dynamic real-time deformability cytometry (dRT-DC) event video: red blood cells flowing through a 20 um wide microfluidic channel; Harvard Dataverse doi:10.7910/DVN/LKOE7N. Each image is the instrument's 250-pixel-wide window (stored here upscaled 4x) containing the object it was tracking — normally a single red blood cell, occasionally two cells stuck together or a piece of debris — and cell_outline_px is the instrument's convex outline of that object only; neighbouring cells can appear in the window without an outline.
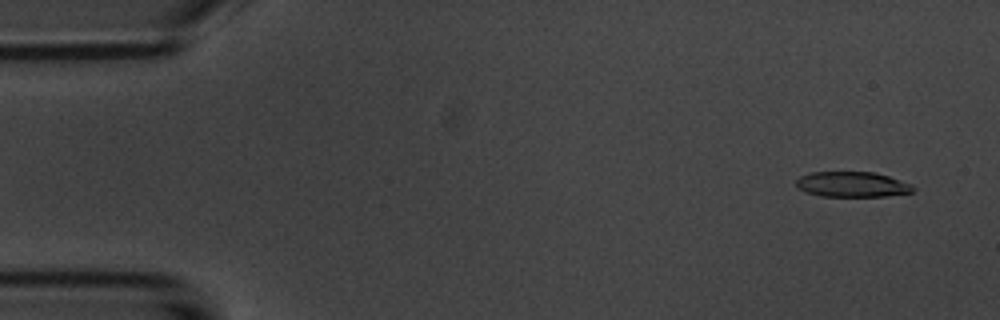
{"species": "common noctule bat (a hibernating species)", "species_latin": "Nyctalus noctula", "temperature_condition": "room temperature", "stored_images_in_passage": 54, "camera_frame_rate_fps": 3000, "um_per_image_px": 0.085, "animal": {"sex": "male", "body_mass_g": 20.1, "forearm_length_mm": 53.5}, "frame": {"image": 1, "passage_image": 3, "time_ms": 0.667, "image_size_px": [1000, 320], "cell_outline_px": [[916, 188], [912, 192], [884, 196], [820, 196], [804, 192], [796, 188], [796, 180], [800, 176], [812, 172], [876, 172], [912, 184]], "centroid_in_image_um": [72.41, 15.67], "position_along_channel_um": 12.6, "area_um2": 17.34}}
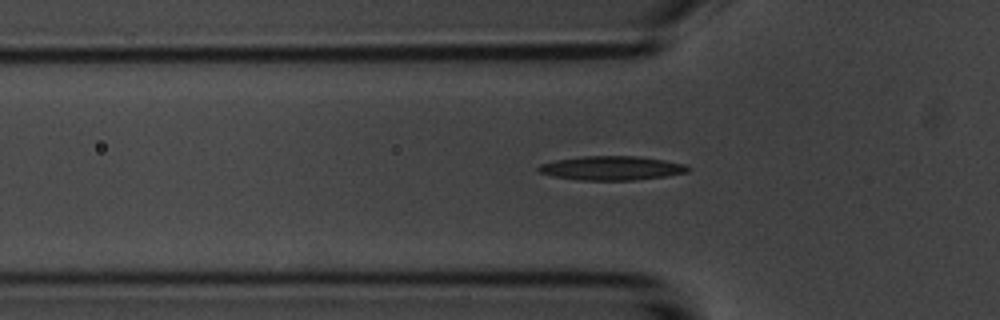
{"frame": {"image": 2, "passage_image": 17, "time_ms": 5.333, "image_size_px": [1000, 320], "cell_outline_px": [[692, 168], [688, 172], [668, 176], [632, 180], [580, 180], [552, 176], [536, 172], [536, 168], [540, 164], [556, 160], [584, 156], [636, 156], [664, 160], [684, 164]], "centroid_in_image_um": [51.97, 14.29], "position_along_channel_um": 73.8, "area_um2": 21.04}}
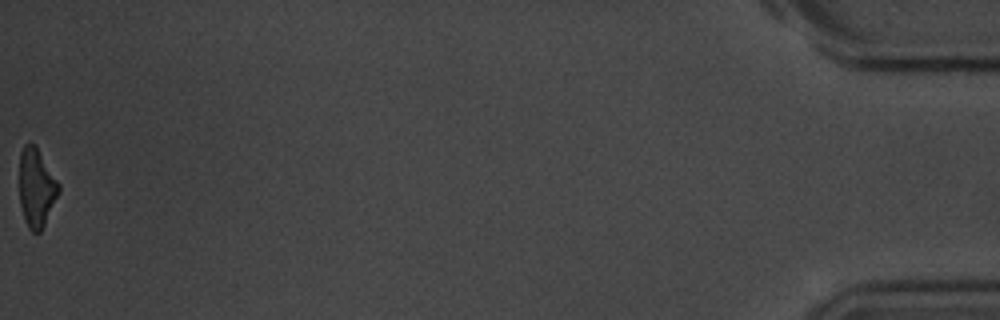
{"frame": {"image": 3, "passage_image": 54, "time_ms": 17.667, "image_size_px": [1000, 320], "cell_outline_px": [[60, 192], [40, 232], [32, 232], [28, 228], [24, 220], [20, 204], [20, 152], [24, 144], [32, 144], [36, 148], [60, 184]], "centroid_in_image_um": [3.09, 16.0], "position_along_channel_um": 432.1, "area_um2": 17.69}, "authors_computed_cell_mechanics": {"area_um2": 19.7098, "velocity_mm_per_s": 3.7159, "shape_relaxation_time_tau1_ms": 3.7897, "shape_relaxation_time_tau2_ms": 6.9801, "deformation_change_tau1": 0.1397, "deformation_change_tau2": 0.1938}}